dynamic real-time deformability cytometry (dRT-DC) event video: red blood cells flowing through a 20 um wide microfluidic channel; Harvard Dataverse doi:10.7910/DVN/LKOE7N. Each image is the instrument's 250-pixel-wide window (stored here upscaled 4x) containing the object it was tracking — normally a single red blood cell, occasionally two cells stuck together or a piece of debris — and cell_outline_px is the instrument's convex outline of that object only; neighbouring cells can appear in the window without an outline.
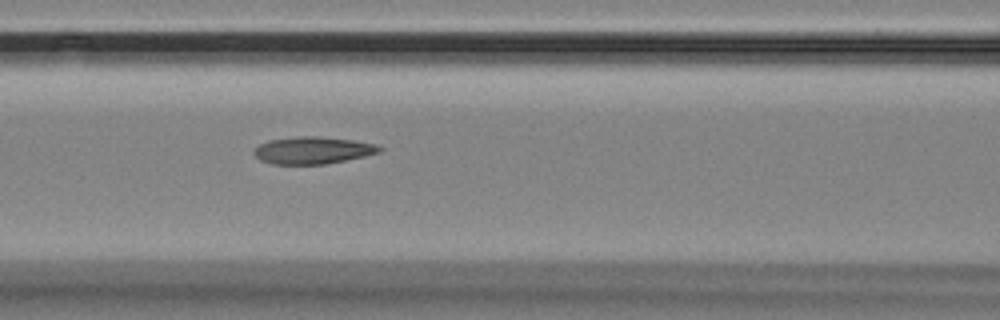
{"species": "Egyptian fruit bat (a non-hibernating species)", "species_latin": "Rousettus aegyptiacus", "temperature_condition": "room temperature", "stored_images_in_passage": 5, "camera_frame_rate_fps": 3000, "um_per_image_px": 0.085, "animal": {"sex": "female"}, "frame": {"image": 1, "passage_image": 4, "time_ms": 3.333, "image_size_px": [1000, 320], "cell_outline_px": [[384, 148], [380, 152], [364, 156], [324, 164], [272, 164], [260, 160], [252, 152], [252, 148], [268, 140], [296, 136], [320, 136], [352, 140], [376, 144]], "centroid_in_image_um": [26.55, 12.76], "position_along_channel_um": 140.1, "area_um2": 19.94}}